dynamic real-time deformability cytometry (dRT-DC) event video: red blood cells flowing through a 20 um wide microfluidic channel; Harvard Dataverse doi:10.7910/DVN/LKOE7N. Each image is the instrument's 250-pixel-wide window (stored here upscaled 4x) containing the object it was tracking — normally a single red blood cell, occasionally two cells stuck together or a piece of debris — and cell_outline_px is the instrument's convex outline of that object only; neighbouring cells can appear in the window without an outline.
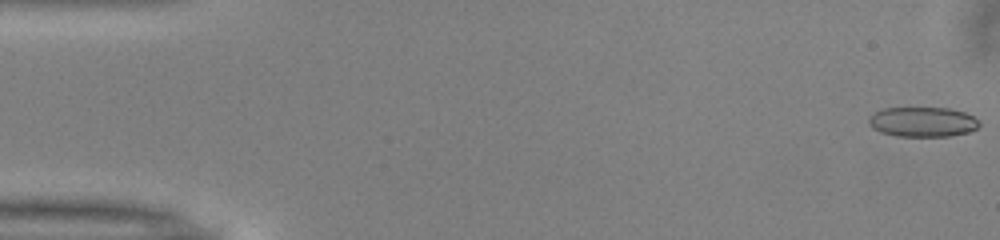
{"species": "common noctule bat (a hibernating species)", "species_latin": "Nyctalus noctula", "temperature_condition": "warm", "stored_images_in_passage": 51, "camera_frame_rate_fps": 3000, "um_per_image_px": 0.085, "animal": {"sex": "male", "body_mass_g": 13.0, "forearm_length_mm": 53.1}, "frame": {"image": 1, "passage_image": 1, "time_ms": 0.0, "image_size_px": [1000, 240], "cell_outline_px": [[980, 124], [976, 128], [968, 132], [952, 136], [896, 136], [880, 132], [872, 128], [868, 120], [868, 116], [884, 108], [948, 108], [964, 112], [972, 116]], "centroid_in_image_um": [78.39, 10.36], "position_along_channel_um": 6.6, "area_um2": 19.13}}
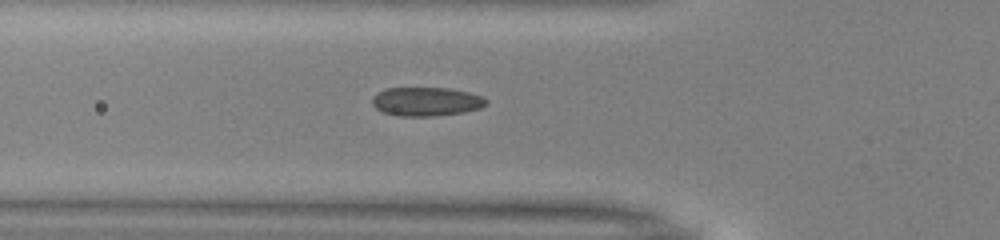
{"frame": {"image": 2, "passage_image": 18, "time_ms": 5.667, "image_size_px": [1000, 240], "cell_outline_px": [[488, 104], [480, 108], [464, 112], [436, 116], [400, 116], [384, 112], [376, 108], [372, 104], [372, 100], [376, 92], [384, 88], [448, 88], [468, 92], [480, 96], [488, 100]], "centroid_in_image_um": [36.23, 8.63], "position_along_channel_um": 89.6, "area_um2": 19.19}}
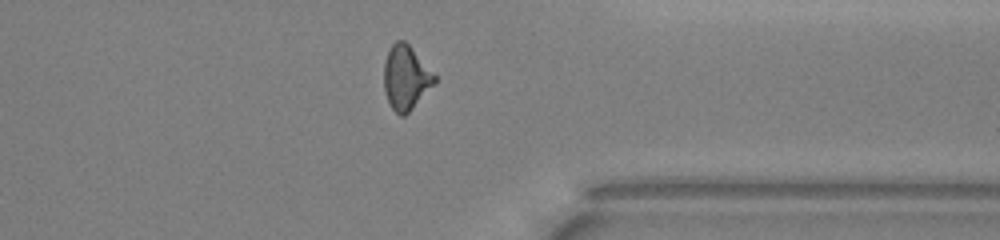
{"frame": {"image": 3, "passage_image": 40, "time_ms": 13.0, "image_size_px": [1000, 240], "cell_outline_px": [[436, 84], [404, 116], [400, 116], [392, 108], [388, 100], [384, 88], [384, 64], [388, 52], [392, 44], [396, 40], [404, 40], [408, 44], [436, 76]], "centroid_in_image_um": [34.51, 6.6], "position_along_channel_um": 376.9, "area_um2": 18.73}, "authors_computed_cell_mechanics": {"area_um2": 18.8428, "velocity_mm_per_s": 4.0171, "shape_relaxation_time_tau1_ms": 11.1732, "shape_relaxation_time_tau2_ms": 1.2354, "deformation_change_tau1": 0.218, "deformation_change_tau2": 0.0796}}